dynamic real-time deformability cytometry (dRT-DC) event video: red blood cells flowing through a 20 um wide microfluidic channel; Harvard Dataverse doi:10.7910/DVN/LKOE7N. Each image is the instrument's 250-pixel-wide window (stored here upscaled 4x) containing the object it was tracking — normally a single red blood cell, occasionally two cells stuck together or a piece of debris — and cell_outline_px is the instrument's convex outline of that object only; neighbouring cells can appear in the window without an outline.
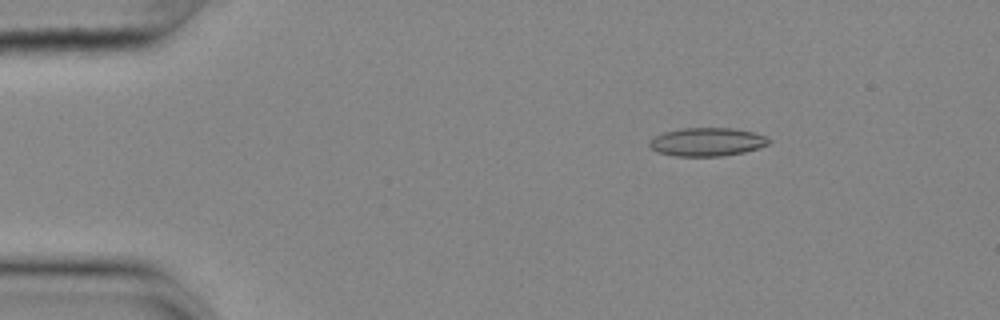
{"species": "common noctule bat (a hibernating species)", "species_latin": "Nyctalus noctula", "temperature_condition": "cold", "stored_images_in_passage": 52, "camera_frame_rate_fps": 3000, "um_per_image_px": 0.085, "animal": {"sex": "female", "body_mass_g": 25.1}, "frame": {"image": 1, "passage_image": 5, "time_ms": 1.333, "image_size_px": [1000, 320], "cell_outline_px": [[772, 140], [768, 144], [744, 152], [720, 156], [676, 156], [656, 152], [648, 144], [648, 140], [664, 132], [680, 128], [732, 128], [752, 132], [764, 136]], "centroid_in_image_um": [60.06, 12.06], "position_along_channel_um": 24.9, "area_um2": 19.65}}
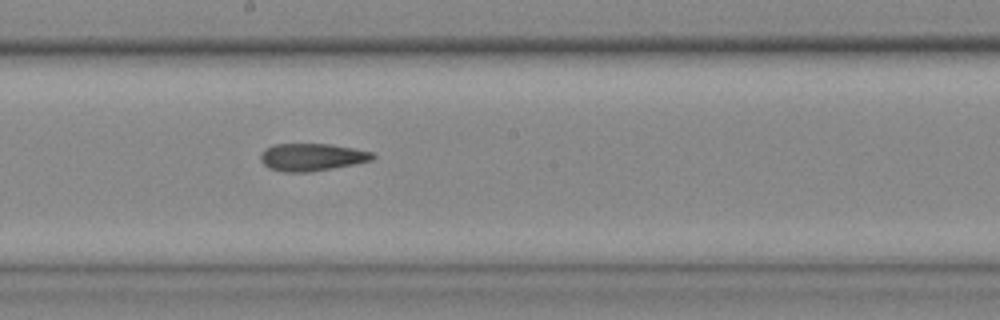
{"frame": {"image": 2, "passage_image": 27, "time_ms": 8.667, "image_size_px": [1000, 320], "cell_outline_px": [[376, 156], [372, 160], [332, 168], [308, 172], [284, 172], [268, 168], [260, 160], [260, 152], [264, 148], [276, 144], [328, 144], [352, 148], [372, 152]], "centroid_in_image_um": [26.45, 13.35], "position_along_channel_um": 221.7, "area_um2": 17.86}}
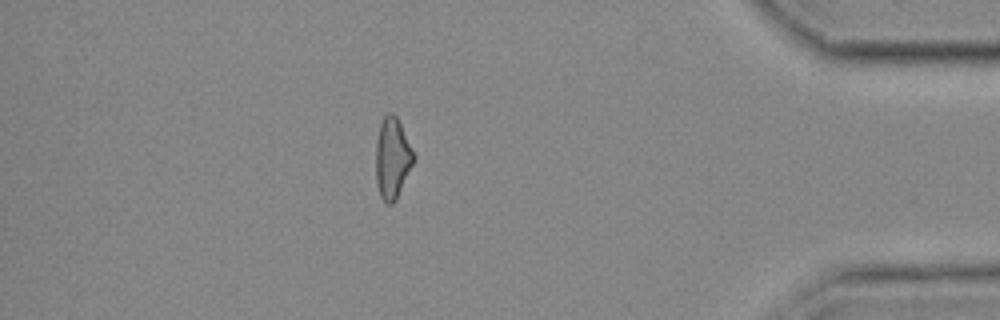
{"frame": {"image": 3, "passage_image": 45, "time_ms": 14.667, "image_size_px": [1000, 320], "cell_outline_px": [[416, 160], [396, 200], [392, 204], [388, 204], [380, 196], [376, 184], [376, 140], [380, 124], [384, 116], [388, 112], [392, 112], [396, 116], [416, 156]], "centroid_in_image_um": [33.36, 13.46], "position_along_channel_um": 401.8, "area_um2": 18.03}, "authors_computed_cell_mechanics": {"area_um2": 18.4093, "velocity_mm_per_s": 3.6503, "shape_relaxation_time_tau1_ms": null, "shape_relaxation_time_tau2_ms": 4.6072, "deformation_change_tau1": null, "deformation_change_tau2": 0.1421}}